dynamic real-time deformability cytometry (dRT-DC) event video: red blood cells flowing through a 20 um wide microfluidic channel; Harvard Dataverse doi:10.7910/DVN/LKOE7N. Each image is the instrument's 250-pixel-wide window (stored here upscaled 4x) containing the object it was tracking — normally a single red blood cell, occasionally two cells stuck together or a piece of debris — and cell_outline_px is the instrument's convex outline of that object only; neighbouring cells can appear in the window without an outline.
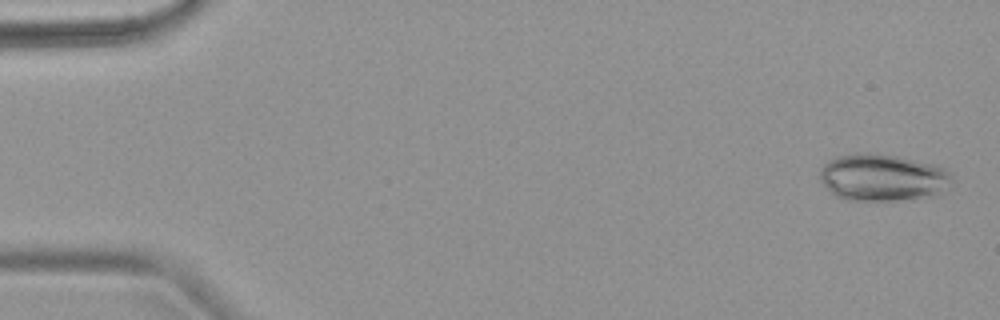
{"species": "common noctule bat (a hibernating species)", "species_latin": "Nyctalus noctula", "temperature_condition": "warm", "stored_images_in_passage": 5, "camera_frame_rate_fps": 3000, "um_per_image_px": 0.085, "animal": {"sex": "female", "body_mass_g": 18.4}, "frame": {"image": 1, "passage_image": 1, "time_ms": 0.0, "image_size_px": [1000, 320], "cell_outline_px": [[952, 180], [944, 192], [936, 196], [916, 200], [848, 200], [836, 196], [820, 180], [820, 168], [828, 160], [836, 156], [856, 152], [872, 152], [896, 156], [936, 164], [944, 168], [952, 176]], "centroid_in_image_um": [75.06, 15.09], "position_along_channel_um": 9.9, "area_um2": 36.82}}